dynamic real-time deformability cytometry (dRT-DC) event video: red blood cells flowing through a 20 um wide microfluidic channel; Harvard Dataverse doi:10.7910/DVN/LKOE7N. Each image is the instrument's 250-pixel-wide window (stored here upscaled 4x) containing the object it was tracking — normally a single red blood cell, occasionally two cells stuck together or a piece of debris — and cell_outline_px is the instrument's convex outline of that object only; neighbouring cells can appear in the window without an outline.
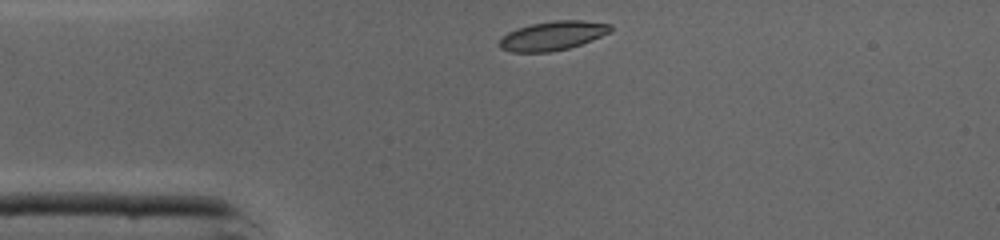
{"species": "common noctule bat (a hibernating species)", "species_latin": "Nyctalus noctula", "temperature_condition": "cold", "stored_images_in_passage": 28, "camera_frame_rate_fps": 3000, "um_per_image_px": 0.085, "animal": {"sex": "male", "body_mass_g": 19.0, "forearm_length_mm": 50.8}, "frame": {"image": 1, "passage_image": 1, "time_ms": 0.0, "image_size_px": [1000, 240], "cell_outline_px": [[612, 28], [608, 32], [592, 40], [568, 48], [548, 52], [512, 52], [500, 48], [496, 44], [500, 36], [508, 32], [532, 24], [552, 20], [580, 20], [612, 24]], "centroid_in_image_um": [46.91, 3.04], "position_along_channel_um": 38.1, "area_um2": 18.79}}
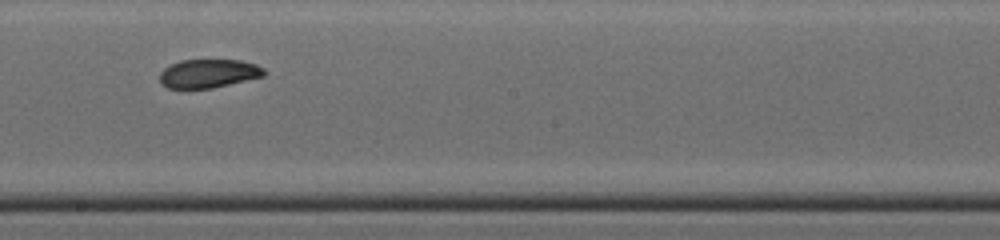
{"frame": {"image": 2, "passage_image": 16, "time_ms": 5.0, "image_size_px": [1000, 240], "cell_outline_px": [[264, 76], [212, 88], [168, 88], [160, 84], [160, 72], [164, 68], [180, 60], [240, 60], [256, 64], [264, 68]], "centroid_in_image_um": [17.71, 6.24], "position_along_channel_um": 230.5, "area_um2": 17.34}}
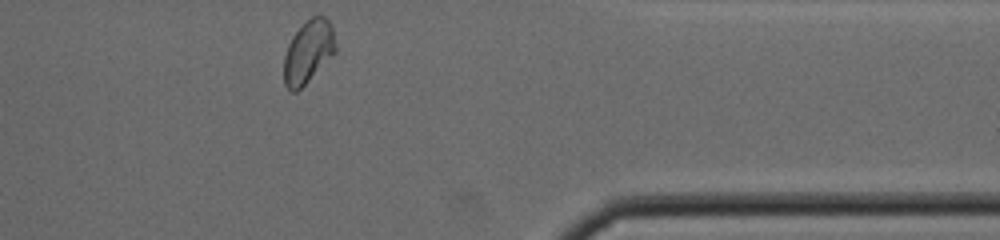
{"frame": {"image": 3, "passage_image": 28, "time_ms": 9.0, "image_size_px": [1000, 240], "cell_outline_px": [[336, 52], [296, 92], [292, 92], [284, 84], [284, 56], [288, 44], [292, 36], [312, 16], [324, 16], [332, 24], [336, 44]], "centroid_in_image_um": [26.21, 4.39], "position_along_channel_um": 385.2, "area_um2": 18.67}, "authors_computed_cell_mechanics": {"area_um2": 18.2648, "velocity_mm_per_s": 4.3407, "shape_relaxation_time_tau1_ms": 4.5811, "shape_relaxation_time_tau2_ms": 2.5381, "deformation_change_tau1": 0.1427, "deformation_change_tau2": 0.0689}}